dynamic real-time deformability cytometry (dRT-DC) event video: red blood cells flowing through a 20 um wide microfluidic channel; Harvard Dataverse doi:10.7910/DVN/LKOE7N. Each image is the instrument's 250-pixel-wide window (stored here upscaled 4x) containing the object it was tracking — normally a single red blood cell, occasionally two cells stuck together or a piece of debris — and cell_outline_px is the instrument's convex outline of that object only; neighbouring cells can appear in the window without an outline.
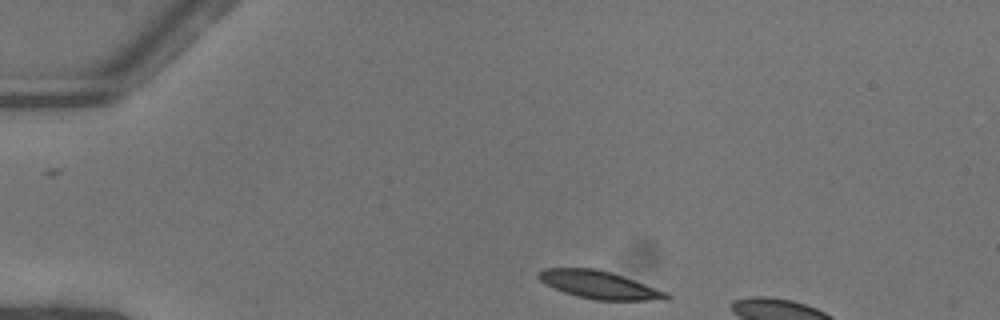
{"species": "common noctule bat (a hibernating species)", "species_latin": "Nyctalus noctula", "temperature_condition": "warm", "stored_images_in_passage": 6, "camera_frame_rate_fps": 3000, "um_per_image_px": 0.085, "animal": {"sex": "female"}, "frame": {"image": 1, "passage_image": 1, "time_ms": 0.0, "image_size_px": [1000, 320], "cell_outline_px": [[672, 296], [668, 300], [596, 300], [564, 292], [540, 280], [536, 276], [544, 268], [596, 268], [668, 292]], "centroid_in_image_um": [50.97, 24.22], "position_along_channel_um": 34.0, "area_um2": 20.17}}